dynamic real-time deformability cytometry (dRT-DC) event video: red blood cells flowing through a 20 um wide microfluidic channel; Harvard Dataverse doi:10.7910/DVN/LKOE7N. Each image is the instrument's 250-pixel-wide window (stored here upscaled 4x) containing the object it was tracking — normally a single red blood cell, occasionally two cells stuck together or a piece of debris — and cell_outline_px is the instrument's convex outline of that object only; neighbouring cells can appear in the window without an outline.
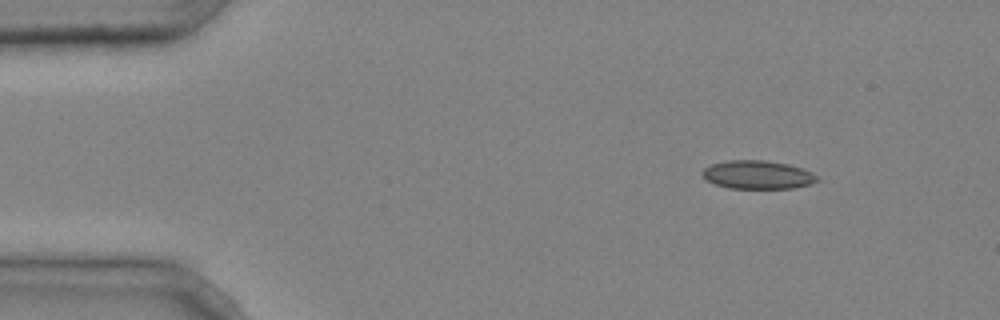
{"species": "common noctule bat (a hibernating species)", "species_latin": "Nyctalus noctula", "temperature_condition": "cold", "stored_images_in_passage": 3, "camera_frame_rate_fps": 3000, "um_per_image_px": 0.085, "animal": {"sex": "male", "body_mass_g": 20.4}, "frame": {"image": 1, "passage_image": 1, "time_ms": 0.0, "image_size_px": [1000, 320], "cell_outline_px": [[820, 180], [808, 184], [792, 188], [728, 188], [716, 184], [708, 180], [700, 172], [704, 168], [712, 164], [728, 160], [764, 160], [788, 164], [812, 172]], "centroid_in_image_um": [64.38, 14.85], "position_along_channel_um": 20.6, "area_um2": 18.79}}
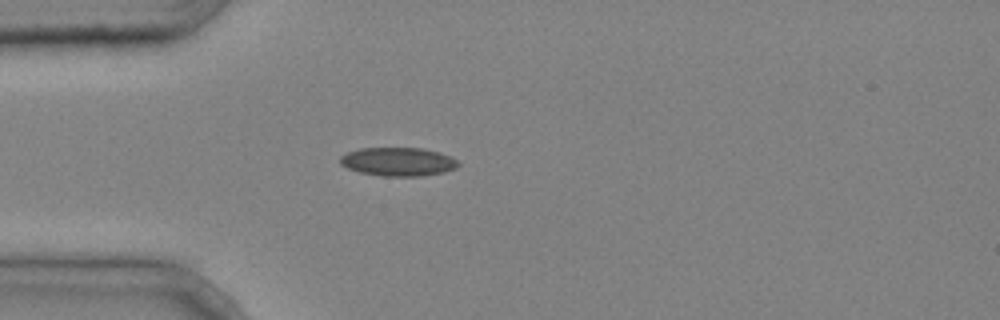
{"frame": {"image": 2, "passage_image": 3, "time_ms": 0.667, "image_size_px": [1000, 320], "cell_outline_px": [[460, 164], [456, 168], [444, 172], [420, 176], [384, 176], [360, 172], [348, 168], [340, 164], [340, 156], [348, 152], [360, 148], [424, 148], [440, 152], [452, 156]], "centroid_in_image_um": [33.87, 13.74], "position_along_channel_um": 51.1, "area_um2": 19.71}}